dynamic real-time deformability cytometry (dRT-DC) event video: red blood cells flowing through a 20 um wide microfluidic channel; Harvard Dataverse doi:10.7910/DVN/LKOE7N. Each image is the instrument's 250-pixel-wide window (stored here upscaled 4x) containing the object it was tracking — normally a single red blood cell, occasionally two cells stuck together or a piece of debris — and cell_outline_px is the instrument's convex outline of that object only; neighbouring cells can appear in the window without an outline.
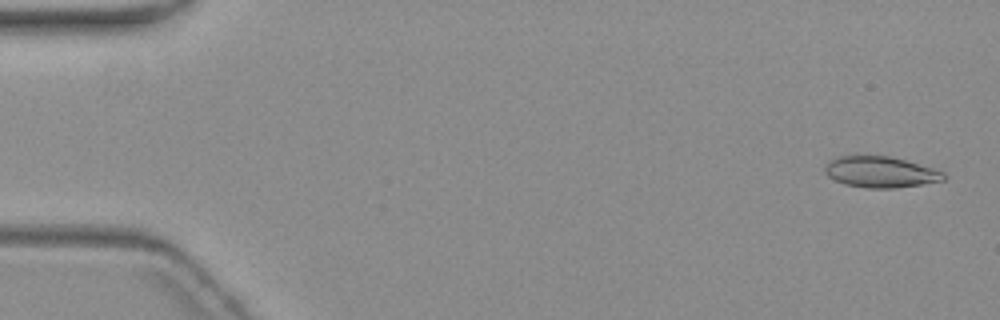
{"species": "common noctule bat (a hibernating species)", "species_latin": "Nyctalus noctula", "temperature_condition": "warm", "stored_images_in_passage": 4, "camera_frame_rate_fps": 3000, "um_per_image_px": 0.085, "animal": {"sex": "female", "body_mass_g": 19.3, "forearm_length_mm": 54.1}, "frame": {"image": 1, "passage_image": 1, "time_ms": 0.0, "image_size_px": [1000, 320], "cell_outline_px": [[948, 176], [944, 180], [896, 188], [864, 188], [844, 184], [828, 176], [824, 172], [824, 168], [828, 160], [840, 156], [892, 156], [932, 168], [944, 172]], "centroid_in_image_um": [74.83, 14.62], "position_along_channel_um": 10.2, "area_um2": 21.5}}